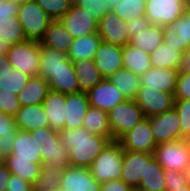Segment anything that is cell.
<instances>
[{
	"instance_id": "obj_50",
	"label": "cell",
	"mask_w": 190,
	"mask_h": 191,
	"mask_svg": "<svg viewBox=\"0 0 190 191\" xmlns=\"http://www.w3.org/2000/svg\"><path fill=\"white\" fill-rule=\"evenodd\" d=\"M35 136L39 143L43 144L45 140H59V130L53 129L50 126L35 129Z\"/></svg>"
},
{
	"instance_id": "obj_36",
	"label": "cell",
	"mask_w": 190,
	"mask_h": 191,
	"mask_svg": "<svg viewBox=\"0 0 190 191\" xmlns=\"http://www.w3.org/2000/svg\"><path fill=\"white\" fill-rule=\"evenodd\" d=\"M183 52L162 43L150 54L153 67L179 70Z\"/></svg>"
},
{
	"instance_id": "obj_6",
	"label": "cell",
	"mask_w": 190,
	"mask_h": 191,
	"mask_svg": "<svg viewBox=\"0 0 190 191\" xmlns=\"http://www.w3.org/2000/svg\"><path fill=\"white\" fill-rule=\"evenodd\" d=\"M153 156L164 170L187 172L190 153L183 140L157 144Z\"/></svg>"
},
{
	"instance_id": "obj_15",
	"label": "cell",
	"mask_w": 190,
	"mask_h": 191,
	"mask_svg": "<svg viewBox=\"0 0 190 191\" xmlns=\"http://www.w3.org/2000/svg\"><path fill=\"white\" fill-rule=\"evenodd\" d=\"M86 93L90 106L101 109L106 113L126 100L120 90L107 78H103Z\"/></svg>"
},
{
	"instance_id": "obj_41",
	"label": "cell",
	"mask_w": 190,
	"mask_h": 191,
	"mask_svg": "<svg viewBox=\"0 0 190 191\" xmlns=\"http://www.w3.org/2000/svg\"><path fill=\"white\" fill-rule=\"evenodd\" d=\"M41 9H43L51 20H59L67 13L73 0H35Z\"/></svg>"
},
{
	"instance_id": "obj_27",
	"label": "cell",
	"mask_w": 190,
	"mask_h": 191,
	"mask_svg": "<svg viewBox=\"0 0 190 191\" xmlns=\"http://www.w3.org/2000/svg\"><path fill=\"white\" fill-rule=\"evenodd\" d=\"M50 91L48 82L39 76L28 78L24 88L17 94L21 106L42 104Z\"/></svg>"
},
{
	"instance_id": "obj_14",
	"label": "cell",
	"mask_w": 190,
	"mask_h": 191,
	"mask_svg": "<svg viewBox=\"0 0 190 191\" xmlns=\"http://www.w3.org/2000/svg\"><path fill=\"white\" fill-rule=\"evenodd\" d=\"M152 153L123 149L121 180L130 187H138L145 176L146 164L153 158Z\"/></svg>"
},
{
	"instance_id": "obj_33",
	"label": "cell",
	"mask_w": 190,
	"mask_h": 191,
	"mask_svg": "<svg viewBox=\"0 0 190 191\" xmlns=\"http://www.w3.org/2000/svg\"><path fill=\"white\" fill-rule=\"evenodd\" d=\"M47 82L50 90L55 92L71 94L81 91L74 68H60L55 70Z\"/></svg>"
},
{
	"instance_id": "obj_48",
	"label": "cell",
	"mask_w": 190,
	"mask_h": 191,
	"mask_svg": "<svg viewBox=\"0 0 190 191\" xmlns=\"http://www.w3.org/2000/svg\"><path fill=\"white\" fill-rule=\"evenodd\" d=\"M127 25H128L127 29H128L129 40H131L133 37L138 35L142 30L146 29L150 25V23L149 20L146 18V16H140L132 21H128Z\"/></svg>"
},
{
	"instance_id": "obj_52",
	"label": "cell",
	"mask_w": 190,
	"mask_h": 191,
	"mask_svg": "<svg viewBox=\"0 0 190 191\" xmlns=\"http://www.w3.org/2000/svg\"><path fill=\"white\" fill-rule=\"evenodd\" d=\"M15 138L16 133L12 136H0V157L2 159L11 154Z\"/></svg>"
},
{
	"instance_id": "obj_34",
	"label": "cell",
	"mask_w": 190,
	"mask_h": 191,
	"mask_svg": "<svg viewBox=\"0 0 190 191\" xmlns=\"http://www.w3.org/2000/svg\"><path fill=\"white\" fill-rule=\"evenodd\" d=\"M109 80L120 90L126 100H135L141 88L140 75L124 67L113 74Z\"/></svg>"
},
{
	"instance_id": "obj_56",
	"label": "cell",
	"mask_w": 190,
	"mask_h": 191,
	"mask_svg": "<svg viewBox=\"0 0 190 191\" xmlns=\"http://www.w3.org/2000/svg\"><path fill=\"white\" fill-rule=\"evenodd\" d=\"M10 47H11V44L9 42L0 40V56L6 55Z\"/></svg>"
},
{
	"instance_id": "obj_61",
	"label": "cell",
	"mask_w": 190,
	"mask_h": 191,
	"mask_svg": "<svg viewBox=\"0 0 190 191\" xmlns=\"http://www.w3.org/2000/svg\"><path fill=\"white\" fill-rule=\"evenodd\" d=\"M129 191H141L138 187H131Z\"/></svg>"
},
{
	"instance_id": "obj_40",
	"label": "cell",
	"mask_w": 190,
	"mask_h": 191,
	"mask_svg": "<svg viewBox=\"0 0 190 191\" xmlns=\"http://www.w3.org/2000/svg\"><path fill=\"white\" fill-rule=\"evenodd\" d=\"M29 77L12 67L7 73L0 76V90L1 92H13L17 95L25 87Z\"/></svg>"
},
{
	"instance_id": "obj_60",
	"label": "cell",
	"mask_w": 190,
	"mask_h": 191,
	"mask_svg": "<svg viewBox=\"0 0 190 191\" xmlns=\"http://www.w3.org/2000/svg\"><path fill=\"white\" fill-rule=\"evenodd\" d=\"M10 1L16 2L20 5L24 3L34 2L35 0H10Z\"/></svg>"
},
{
	"instance_id": "obj_55",
	"label": "cell",
	"mask_w": 190,
	"mask_h": 191,
	"mask_svg": "<svg viewBox=\"0 0 190 191\" xmlns=\"http://www.w3.org/2000/svg\"><path fill=\"white\" fill-rule=\"evenodd\" d=\"M13 66L8 62L7 56H0V76L7 73Z\"/></svg>"
},
{
	"instance_id": "obj_20",
	"label": "cell",
	"mask_w": 190,
	"mask_h": 191,
	"mask_svg": "<svg viewBox=\"0 0 190 191\" xmlns=\"http://www.w3.org/2000/svg\"><path fill=\"white\" fill-rule=\"evenodd\" d=\"M90 107L86 92L66 94L64 130L81 128Z\"/></svg>"
},
{
	"instance_id": "obj_32",
	"label": "cell",
	"mask_w": 190,
	"mask_h": 191,
	"mask_svg": "<svg viewBox=\"0 0 190 191\" xmlns=\"http://www.w3.org/2000/svg\"><path fill=\"white\" fill-rule=\"evenodd\" d=\"M73 66L82 92H88L103 79L93 59L73 62Z\"/></svg>"
},
{
	"instance_id": "obj_35",
	"label": "cell",
	"mask_w": 190,
	"mask_h": 191,
	"mask_svg": "<svg viewBox=\"0 0 190 191\" xmlns=\"http://www.w3.org/2000/svg\"><path fill=\"white\" fill-rule=\"evenodd\" d=\"M129 43L145 53L151 54L163 43L162 27L150 24L133 37Z\"/></svg>"
},
{
	"instance_id": "obj_31",
	"label": "cell",
	"mask_w": 190,
	"mask_h": 191,
	"mask_svg": "<svg viewBox=\"0 0 190 191\" xmlns=\"http://www.w3.org/2000/svg\"><path fill=\"white\" fill-rule=\"evenodd\" d=\"M82 127L92 135L107 137L113 141L108 115L101 109L90 106L84 116Z\"/></svg>"
},
{
	"instance_id": "obj_2",
	"label": "cell",
	"mask_w": 190,
	"mask_h": 191,
	"mask_svg": "<svg viewBox=\"0 0 190 191\" xmlns=\"http://www.w3.org/2000/svg\"><path fill=\"white\" fill-rule=\"evenodd\" d=\"M99 183L121 178L123 148L118 141H111L96 157L90 167Z\"/></svg>"
},
{
	"instance_id": "obj_64",
	"label": "cell",
	"mask_w": 190,
	"mask_h": 191,
	"mask_svg": "<svg viewBox=\"0 0 190 191\" xmlns=\"http://www.w3.org/2000/svg\"><path fill=\"white\" fill-rule=\"evenodd\" d=\"M187 6L190 5V0H186Z\"/></svg>"
},
{
	"instance_id": "obj_3",
	"label": "cell",
	"mask_w": 190,
	"mask_h": 191,
	"mask_svg": "<svg viewBox=\"0 0 190 191\" xmlns=\"http://www.w3.org/2000/svg\"><path fill=\"white\" fill-rule=\"evenodd\" d=\"M8 62L14 69L28 76H38L40 65V41L26 40L11 45L6 54Z\"/></svg>"
},
{
	"instance_id": "obj_37",
	"label": "cell",
	"mask_w": 190,
	"mask_h": 191,
	"mask_svg": "<svg viewBox=\"0 0 190 191\" xmlns=\"http://www.w3.org/2000/svg\"><path fill=\"white\" fill-rule=\"evenodd\" d=\"M164 172L157 159L153 157L146 164L145 176L142 177L138 188L141 191H166Z\"/></svg>"
},
{
	"instance_id": "obj_26",
	"label": "cell",
	"mask_w": 190,
	"mask_h": 191,
	"mask_svg": "<svg viewBox=\"0 0 190 191\" xmlns=\"http://www.w3.org/2000/svg\"><path fill=\"white\" fill-rule=\"evenodd\" d=\"M66 94L50 90L43 100V108L47 114L49 126L56 130L64 129Z\"/></svg>"
},
{
	"instance_id": "obj_39",
	"label": "cell",
	"mask_w": 190,
	"mask_h": 191,
	"mask_svg": "<svg viewBox=\"0 0 190 191\" xmlns=\"http://www.w3.org/2000/svg\"><path fill=\"white\" fill-rule=\"evenodd\" d=\"M146 0H123L113 10L118 17L125 22L132 21L137 17L145 16Z\"/></svg>"
},
{
	"instance_id": "obj_54",
	"label": "cell",
	"mask_w": 190,
	"mask_h": 191,
	"mask_svg": "<svg viewBox=\"0 0 190 191\" xmlns=\"http://www.w3.org/2000/svg\"><path fill=\"white\" fill-rule=\"evenodd\" d=\"M179 72L190 73V48L182 55Z\"/></svg>"
},
{
	"instance_id": "obj_16",
	"label": "cell",
	"mask_w": 190,
	"mask_h": 191,
	"mask_svg": "<svg viewBox=\"0 0 190 191\" xmlns=\"http://www.w3.org/2000/svg\"><path fill=\"white\" fill-rule=\"evenodd\" d=\"M127 26V22L110 10L98 21V34L105 43L124 46L130 42Z\"/></svg>"
},
{
	"instance_id": "obj_44",
	"label": "cell",
	"mask_w": 190,
	"mask_h": 191,
	"mask_svg": "<svg viewBox=\"0 0 190 191\" xmlns=\"http://www.w3.org/2000/svg\"><path fill=\"white\" fill-rule=\"evenodd\" d=\"M164 181L166 191H172V188H183L190 184L187 172L165 170Z\"/></svg>"
},
{
	"instance_id": "obj_45",
	"label": "cell",
	"mask_w": 190,
	"mask_h": 191,
	"mask_svg": "<svg viewBox=\"0 0 190 191\" xmlns=\"http://www.w3.org/2000/svg\"><path fill=\"white\" fill-rule=\"evenodd\" d=\"M20 107L16 94L13 92H1L0 90V111L14 117Z\"/></svg>"
},
{
	"instance_id": "obj_58",
	"label": "cell",
	"mask_w": 190,
	"mask_h": 191,
	"mask_svg": "<svg viewBox=\"0 0 190 191\" xmlns=\"http://www.w3.org/2000/svg\"><path fill=\"white\" fill-rule=\"evenodd\" d=\"M187 147V149L189 150L190 153V133H188L187 135H185L182 139Z\"/></svg>"
},
{
	"instance_id": "obj_28",
	"label": "cell",
	"mask_w": 190,
	"mask_h": 191,
	"mask_svg": "<svg viewBox=\"0 0 190 191\" xmlns=\"http://www.w3.org/2000/svg\"><path fill=\"white\" fill-rule=\"evenodd\" d=\"M101 42L102 39L98 32L74 38L70 51L67 54L68 58L72 62L93 59Z\"/></svg>"
},
{
	"instance_id": "obj_38",
	"label": "cell",
	"mask_w": 190,
	"mask_h": 191,
	"mask_svg": "<svg viewBox=\"0 0 190 191\" xmlns=\"http://www.w3.org/2000/svg\"><path fill=\"white\" fill-rule=\"evenodd\" d=\"M63 172V169L49 168L42 165L38 180L34 184V191H60Z\"/></svg>"
},
{
	"instance_id": "obj_30",
	"label": "cell",
	"mask_w": 190,
	"mask_h": 191,
	"mask_svg": "<svg viewBox=\"0 0 190 191\" xmlns=\"http://www.w3.org/2000/svg\"><path fill=\"white\" fill-rule=\"evenodd\" d=\"M3 163L10 170L22 179L35 184L38 180L42 163H33L32 160L15 159V155L10 154L2 159Z\"/></svg>"
},
{
	"instance_id": "obj_10",
	"label": "cell",
	"mask_w": 190,
	"mask_h": 191,
	"mask_svg": "<svg viewBox=\"0 0 190 191\" xmlns=\"http://www.w3.org/2000/svg\"><path fill=\"white\" fill-rule=\"evenodd\" d=\"M145 117L167 112L174 107V94L160 92L148 86H141L135 98Z\"/></svg>"
},
{
	"instance_id": "obj_49",
	"label": "cell",
	"mask_w": 190,
	"mask_h": 191,
	"mask_svg": "<svg viewBox=\"0 0 190 191\" xmlns=\"http://www.w3.org/2000/svg\"><path fill=\"white\" fill-rule=\"evenodd\" d=\"M6 191H34V185L22 179L21 177L12 174Z\"/></svg>"
},
{
	"instance_id": "obj_22",
	"label": "cell",
	"mask_w": 190,
	"mask_h": 191,
	"mask_svg": "<svg viewBox=\"0 0 190 191\" xmlns=\"http://www.w3.org/2000/svg\"><path fill=\"white\" fill-rule=\"evenodd\" d=\"M40 65L38 76L46 81L60 68H74L68 55L40 44Z\"/></svg>"
},
{
	"instance_id": "obj_23",
	"label": "cell",
	"mask_w": 190,
	"mask_h": 191,
	"mask_svg": "<svg viewBox=\"0 0 190 191\" xmlns=\"http://www.w3.org/2000/svg\"><path fill=\"white\" fill-rule=\"evenodd\" d=\"M18 129L31 131L41 127L49 126L47 114L42 104L21 106L14 116Z\"/></svg>"
},
{
	"instance_id": "obj_43",
	"label": "cell",
	"mask_w": 190,
	"mask_h": 191,
	"mask_svg": "<svg viewBox=\"0 0 190 191\" xmlns=\"http://www.w3.org/2000/svg\"><path fill=\"white\" fill-rule=\"evenodd\" d=\"M174 108L178 112L181 124V138L190 133V99L174 100Z\"/></svg>"
},
{
	"instance_id": "obj_13",
	"label": "cell",
	"mask_w": 190,
	"mask_h": 191,
	"mask_svg": "<svg viewBox=\"0 0 190 191\" xmlns=\"http://www.w3.org/2000/svg\"><path fill=\"white\" fill-rule=\"evenodd\" d=\"M60 191H101V183L90 168L68 165L60 181Z\"/></svg>"
},
{
	"instance_id": "obj_24",
	"label": "cell",
	"mask_w": 190,
	"mask_h": 191,
	"mask_svg": "<svg viewBox=\"0 0 190 191\" xmlns=\"http://www.w3.org/2000/svg\"><path fill=\"white\" fill-rule=\"evenodd\" d=\"M74 37L64 28L59 20H52L45 31L40 44L54 50L68 54Z\"/></svg>"
},
{
	"instance_id": "obj_8",
	"label": "cell",
	"mask_w": 190,
	"mask_h": 191,
	"mask_svg": "<svg viewBox=\"0 0 190 191\" xmlns=\"http://www.w3.org/2000/svg\"><path fill=\"white\" fill-rule=\"evenodd\" d=\"M147 118L156 144L182 140L180 118L174 107L167 112Z\"/></svg>"
},
{
	"instance_id": "obj_17",
	"label": "cell",
	"mask_w": 190,
	"mask_h": 191,
	"mask_svg": "<svg viewBox=\"0 0 190 191\" xmlns=\"http://www.w3.org/2000/svg\"><path fill=\"white\" fill-rule=\"evenodd\" d=\"M163 42L181 52L190 48V10L187 9L176 21L162 26Z\"/></svg>"
},
{
	"instance_id": "obj_42",
	"label": "cell",
	"mask_w": 190,
	"mask_h": 191,
	"mask_svg": "<svg viewBox=\"0 0 190 191\" xmlns=\"http://www.w3.org/2000/svg\"><path fill=\"white\" fill-rule=\"evenodd\" d=\"M73 3L85 9L97 21L110 11L105 0H73Z\"/></svg>"
},
{
	"instance_id": "obj_29",
	"label": "cell",
	"mask_w": 190,
	"mask_h": 191,
	"mask_svg": "<svg viewBox=\"0 0 190 191\" xmlns=\"http://www.w3.org/2000/svg\"><path fill=\"white\" fill-rule=\"evenodd\" d=\"M124 68L137 75H143L152 67L150 54L127 43L122 46Z\"/></svg>"
},
{
	"instance_id": "obj_5",
	"label": "cell",
	"mask_w": 190,
	"mask_h": 191,
	"mask_svg": "<svg viewBox=\"0 0 190 191\" xmlns=\"http://www.w3.org/2000/svg\"><path fill=\"white\" fill-rule=\"evenodd\" d=\"M17 17L27 40L40 41L52 21L35 2L20 4Z\"/></svg>"
},
{
	"instance_id": "obj_47",
	"label": "cell",
	"mask_w": 190,
	"mask_h": 191,
	"mask_svg": "<svg viewBox=\"0 0 190 191\" xmlns=\"http://www.w3.org/2000/svg\"><path fill=\"white\" fill-rule=\"evenodd\" d=\"M17 130L14 117L0 111V136H12Z\"/></svg>"
},
{
	"instance_id": "obj_59",
	"label": "cell",
	"mask_w": 190,
	"mask_h": 191,
	"mask_svg": "<svg viewBox=\"0 0 190 191\" xmlns=\"http://www.w3.org/2000/svg\"><path fill=\"white\" fill-rule=\"evenodd\" d=\"M172 191H190V184L183 188H172Z\"/></svg>"
},
{
	"instance_id": "obj_53",
	"label": "cell",
	"mask_w": 190,
	"mask_h": 191,
	"mask_svg": "<svg viewBox=\"0 0 190 191\" xmlns=\"http://www.w3.org/2000/svg\"><path fill=\"white\" fill-rule=\"evenodd\" d=\"M11 175L12 173L10 172V170L6 167L3 161H1L0 162V191H6Z\"/></svg>"
},
{
	"instance_id": "obj_4",
	"label": "cell",
	"mask_w": 190,
	"mask_h": 191,
	"mask_svg": "<svg viewBox=\"0 0 190 191\" xmlns=\"http://www.w3.org/2000/svg\"><path fill=\"white\" fill-rule=\"evenodd\" d=\"M113 141H118L138 122L145 118L135 100H125L114 106L108 113Z\"/></svg>"
},
{
	"instance_id": "obj_19",
	"label": "cell",
	"mask_w": 190,
	"mask_h": 191,
	"mask_svg": "<svg viewBox=\"0 0 190 191\" xmlns=\"http://www.w3.org/2000/svg\"><path fill=\"white\" fill-rule=\"evenodd\" d=\"M41 143L35 136V129L31 131L18 129L13 142L11 154L15 159L32 160L33 163H42Z\"/></svg>"
},
{
	"instance_id": "obj_9",
	"label": "cell",
	"mask_w": 190,
	"mask_h": 191,
	"mask_svg": "<svg viewBox=\"0 0 190 191\" xmlns=\"http://www.w3.org/2000/svg\"><path fill=\"white\" fill-rule=\"evenodd\" d=\"M59 22L74 38L98 32V21L85 9L73 2L67 13L59 19Z\"/></svg>"
},
{
	"instance_id": "obj_63",
	"label": "cell",
	"mask_w": 190,
	"mask_h": 191,
	"mask_svg": "<svg viewBox=\"0 0 190 191\" xmlns=\"http://www.w3.org/2000/svg\"><path fill=\"white\" fill-rule=\"evenodd\" d=\"M6 1H7V0H0V6H1L2 4H5Z\"/></svg>"
},
{
	"instance_id": "obj_18",
	"label": "cell",
	"mask_w": 190,
	"mask_h": 191,
	"mask_svg": "<svg viewBox=\"0 0 190 191\" xmlns=\"http://www.w3.org/2000/svg\"><path fill=\"white\" fill-rule=\"evenodd\" d=\"M103 78L109 79L124 67L122 46L101 42L93 58Z\"/></svg>"
},
{
	"instance_id": "obj_25",
	"label": "cell",
	"mask_w": 190,
	"mask_h": 191,
	"mask_svg": "<svg viewBox=\"0 0 190 191\" xmlns=\"http://www.w3.org/2000/svg\"><path fill=\"white\" fill-rule=\"evenodd\" d=\"M42 164L49 168L65 170L69 165V149L59 140H45L41 144Z\"/></svg>"
},
{
	"instance_id": "obj_7",
	"label": "cell",
	"mask_w": 190,
	"mask_h": 191,
	"mask_svg": "<svg viewBox=\"0 0 190 191\" xmlns=\"http://www.w3.org/2000/svg\"><path fill=\"white\" fill-rule=\"evenodd\" d=\"M188 9L186 0H146L145 16L150 24L165 26Z\"/></svg>"
},
{
	"instance_id": "obj_46",
	"label": "cell",
	"mask_w": 190,
	"mask_h": 191,
	"mask_svg": "<svg viewBox=\"0 0 190 191\" xmlns=\"http://www.w3.org/2000/svg\"><path fill=\"white\" fill-rule=\"evenodd\" d=\"M190 99V73L179 72L174 100Z\"/></svg>"
},
{
	"instance_id": "obj_12",
	"label": "cell",
	"mask_w": 190,
	"mask_h": 191,
	"mask_svg": "<svg viewBox=\"0 0 190 191\" xmlns=\"http://www.w3.org/2000/svg\"><path fill=\"white\" fill-rule=\"evenodd\" d=\"M18 9L19 4L10 0L0 6V40L11 45L27 40L17 17Z\"/></svg>"
},
{
	"instance_id": "obj_57",
	"label": "cell",
	"mask_w": 190,
	"mask_h": 191,
	"mask_svg": "<svg viewBox=\"0 0 190 191\" xmlns=\"http://www.w3.org/2000/svg\"><path fill=\"white\" fill-rule=\"evenodd\" d=\"M105 1L109 4V9L113 11L115 8H117L118 3L123 0H105Z\"/></svg>"
},
{
	"instance_id": "obj_21",
	"label": "cell",
	"mask_w": 190,
	"mask_h": 191,
	"mask_svg": "<svg viewBox=\"0 0 190 191\" xmlns=\"http://www.w3.org/2000/svg\"><path fill=\"white\" fill-rule=\"evenodd\" d=\"M179 70L151 67L140 75L141 86H148L160 92L175 94Z\"/></svg>"
},
{
	"instance_id": "obj_51",
	"label": "cell",
	"mask_w": 190,
	"mask_h": 191,
	"mask_svg": "<svg viewBox=\"0 0 190 191\" xmlns=\"http://www.w3.org/2000/svg\"><path fill=\"white\" fill-rule=\"evenodd\" d=\"M130 188L131 187L121 179L101 183V191H129Z\"/></svg>"
},
{
	"instance_id": "obj_1",
	"label": "cell",
	"mask_w": 190,
	"mask_h": 191,
	"mask_svg": "<svg viewBox=\"0 0 190 191\" xmlns=\"http://www.w3.org/2000/svg\"><path fill=\"white\" fill-rule=\"evenodd\" d=\"M62 144L69 149V165L92 166L99 153L111 142L107 137L92 135L85 128L59 130Z\"/></svg>"
},
{
	"instance_id": "obj_62",
	"label": "cell",
	"mask_w": 190,
	"mask_h": 191,
	"mask_svg": "<svg viewBox=\"0 0 190 191\" xmlns=\"http://www.w3.org/2000/svg\"><path fill=\"white\" fill-rule=\"evenodd\" d=\"M187 175H188V177H189V182H190V166H189V168H188Z\"/></svg>"
},
{
	"instance_id": "obj_11",
	"label": "cell",
	"mask_w": 190,
	"mask_h": 191,
	"mask_svg": "<svg viewBox=\"0 0 190 191\" xmlns=\"http://www.w3.org/2000/svg\"><path fill=\"white\" fill-rule=\"evenodd\" d=\"M118 142L123 149L152 154L157 146L147 117L138 122L129 132L125 133Z\"/></svg>"
}]
</instances>
